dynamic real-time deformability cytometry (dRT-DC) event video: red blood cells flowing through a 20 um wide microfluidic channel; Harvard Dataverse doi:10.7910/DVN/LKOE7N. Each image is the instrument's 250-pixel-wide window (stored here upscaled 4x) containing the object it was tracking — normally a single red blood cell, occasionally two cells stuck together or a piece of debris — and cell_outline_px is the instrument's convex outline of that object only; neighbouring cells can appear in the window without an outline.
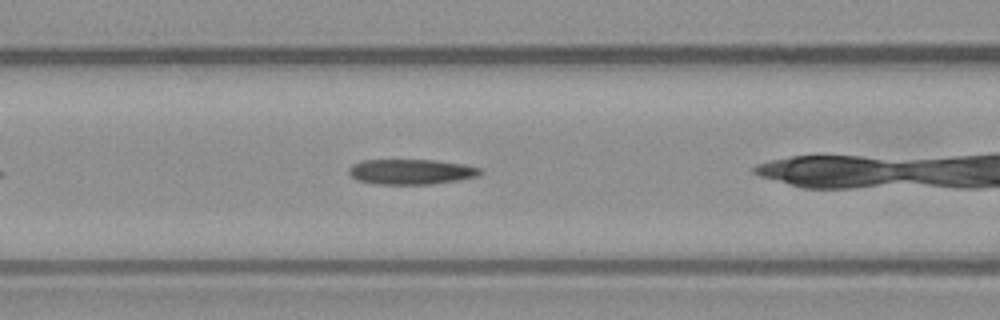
{"species": "common noctule bat (a hibernating species)", "species_latin": "Nyctalus noctula", "temperature_condition": "warm", "stored_images_in_passage": 22, "camera_frame_rate_fps": 3000, "um_per_image_px": 0.085, "animal": {"sex": "male", "body_mass_g": 23.1, "forearm_length_mm": 52.7}, "frame": {"image": 1, "passage_image": 6, "time_ms": 1.667, "image_size_px": [1000, 320], "cell_outline_px": [[484, 172], [476, 176], [460, 180], [432, 184], [380, 184], [356, 180], [348, 172], [348, 168], [352, 164], [360, 160], [432, 160], [464, 164], [480, 168]], "centroid_in_image_um": [34.93, 14.59], "position_along_channel_um": 131.7, "area_um2": 19.36}}
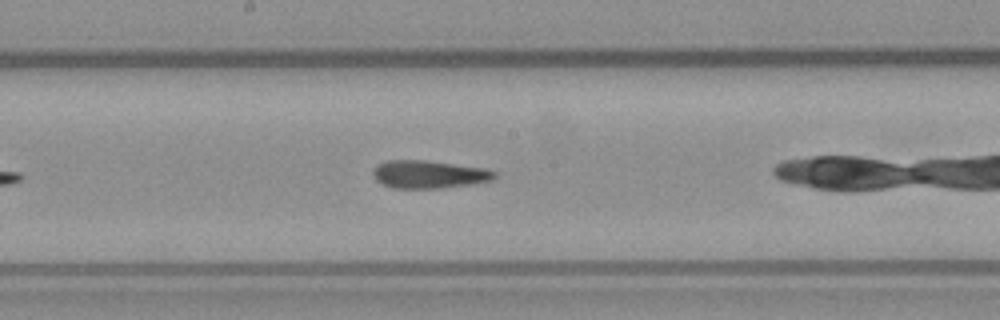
{"frame": {"image": 2, "passage_image": 12, "time_ms": 3.667, "image_size_px": [1000, 320], "cell_outline_px": [[496, 176], [492, 180], [472, 184], [440, 188], [392, 188], [376, 180], [372, 176], [372, 172], [376, 164], [388, 160], [424, 160], [488, 168], [496, 172]], "centroid_in_image_um": [36.46, 14.81], "position_along_channel_um": 211.7, "area_um2": 19.88}}
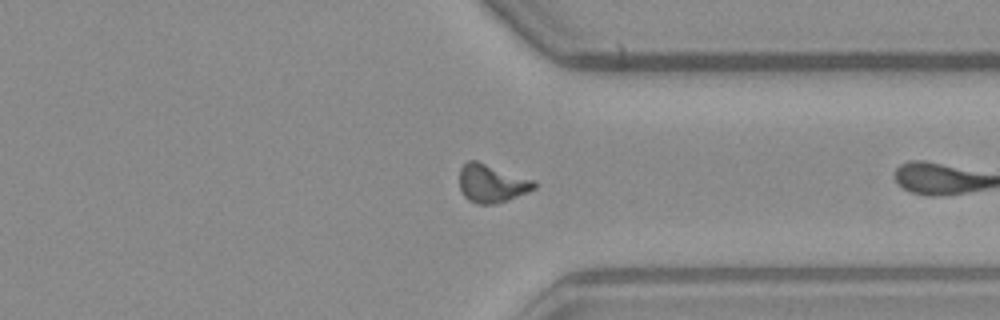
{"frame": {"image": 3, "passage_image": 21, "time_ms": 6.667, "image_size_px": [1000, 320], "cell_outline_px": [[536, 188], [528, 192], [508, 200], [492, 204], [476, 204], [468, 200], [464, 196], [460, 188], [460, 168], [468, 160], [476, 160], [536, 180]], "centroid_in_image_um": [41.81, 15.58], "position_along_channel_um": 369.6, "area_um2": 16.76}}